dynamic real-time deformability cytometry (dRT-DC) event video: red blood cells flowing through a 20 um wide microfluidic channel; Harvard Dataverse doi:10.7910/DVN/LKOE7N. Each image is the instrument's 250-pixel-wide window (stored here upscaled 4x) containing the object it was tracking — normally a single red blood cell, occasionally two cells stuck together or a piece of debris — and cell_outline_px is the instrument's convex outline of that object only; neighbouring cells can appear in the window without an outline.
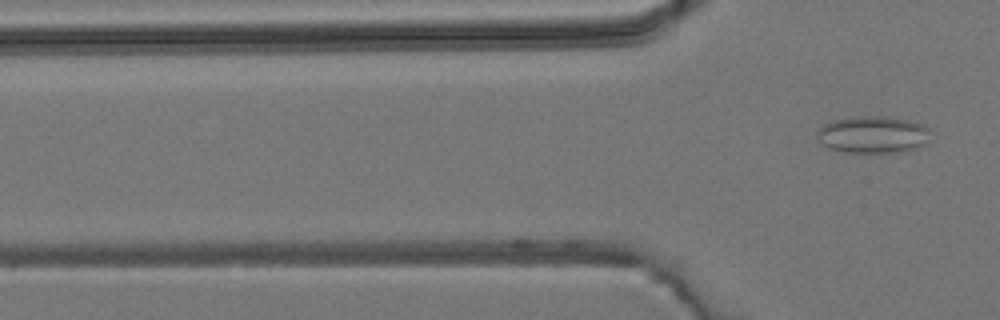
{"species": "common noctule bat (a hibernating species)", "species_latin": "Nyctalus noctula", "temperature_condition": "room temperature", "stored_images_in_passage": 4, "camera_frame_rate_fps": 3000, "um_per_image_px": 0.085, "animal": {"sex": "male", "body_mass_g": 19.2, "forearm_length_mm": 51.8}, "frame": {"image": 1, "passage_image": 4, "time_ms": 4.333, "image_size_px": [1000, 320], "cell_outline_px": [[928, 144], [908, 152], [844, 152], [828, 148], [816, 136], [816, 132], [824, 124], [832, 120], [848, 116], [884, 116], [908, 120], [924, 124], [928, 128]], "centroid_in_image_um": [74.22, 11.44], "position_along_channel_um": 51.6, "area_um2": 24.85}}